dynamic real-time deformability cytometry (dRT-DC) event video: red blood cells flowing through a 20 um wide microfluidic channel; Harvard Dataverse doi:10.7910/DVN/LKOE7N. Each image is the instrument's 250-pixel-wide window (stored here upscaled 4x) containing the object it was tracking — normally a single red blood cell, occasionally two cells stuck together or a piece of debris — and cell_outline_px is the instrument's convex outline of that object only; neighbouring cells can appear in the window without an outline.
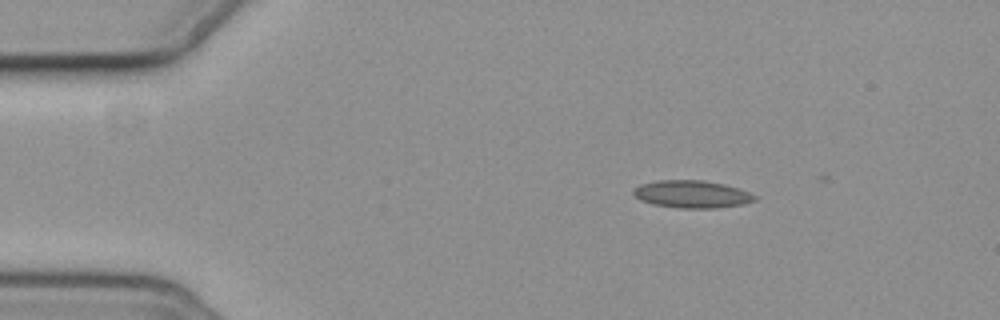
{"species": "common noctule bat (a hibernating species)", "species_latin": "Nyctalus noctula", "temperature_condition": "cold", "stored_images_in_passage": 4, "camera_frame_rate_fps": 3000, "um_per_image_px": 0.085, "animal": {"sex": "female", "body_mass_g": 19.3, "forearm_length_mm": 54.1}, "frame": {"image": 1, "passage_image": 2, "time_ms": 1.0, "image_size_px": [1000, 320], "cell_outline_px": [[756, 200], [744, 204], [716, 208], [680, 208], [652, 204], [640, 200], [632, 192], [640, 184], [656, 180], [704, 180], [724, 184], [740, 188], [756, 196]], "centroid_in_image_um": [58.82, 16.5], "position_along_channel_um": 26.2, "area_um2": 19.48}}